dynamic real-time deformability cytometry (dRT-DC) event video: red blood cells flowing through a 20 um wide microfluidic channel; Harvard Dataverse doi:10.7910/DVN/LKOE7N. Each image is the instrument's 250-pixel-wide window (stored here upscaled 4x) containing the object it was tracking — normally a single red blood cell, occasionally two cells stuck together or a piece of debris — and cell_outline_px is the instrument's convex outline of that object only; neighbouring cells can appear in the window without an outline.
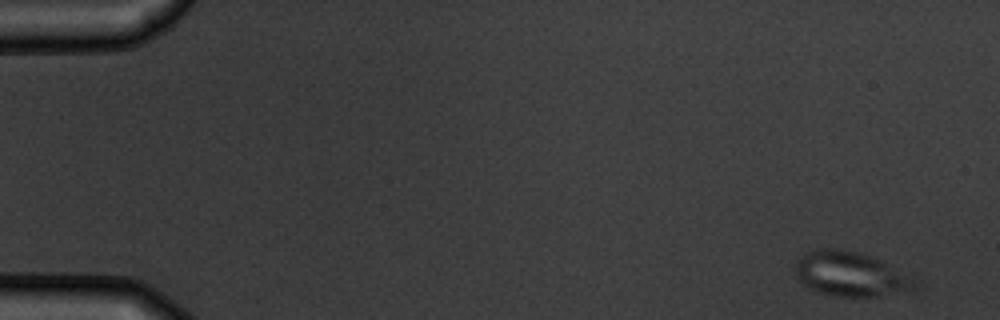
{"species": "common noctule bat (a hibernating species)", "species_latin": "Nyctalus noctula", "temperature_condition": "warm", "stored_images_in_passage": 5, "camera_frame_rate_fps": 3000, "um_per_image_px": 0.085, "animal": {"sex": "male", "body_mass_g": 19.5, "forearm_length_mm": 54.6}, "frame": {"image": 1, "passage_image": 1, "time_ms": 0.0, "image_size_px": [1000, 320], "cell_outline_px": [[920, 284], [916, 288], [872, 296], [832, 296], [820, 292], [804, 284], [800, 280], [796, 272], [796, 260], [808, 252], [820, 248], [828, 248], [856, 252], [880, 260], [920, 280]], "centroid_in_image_um": [72.32, 23.29], "position_along_channel_um": 12.7, "area_um2": 30.35}}